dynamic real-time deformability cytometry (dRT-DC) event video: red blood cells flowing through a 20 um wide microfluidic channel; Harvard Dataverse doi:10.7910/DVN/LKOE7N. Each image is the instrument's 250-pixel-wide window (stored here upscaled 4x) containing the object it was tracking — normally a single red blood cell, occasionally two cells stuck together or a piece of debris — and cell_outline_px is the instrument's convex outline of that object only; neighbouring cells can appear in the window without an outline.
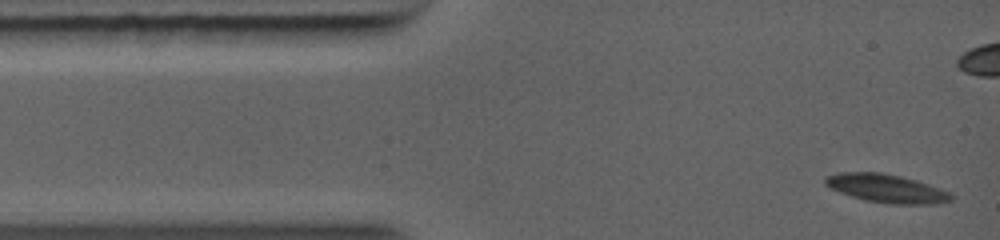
{"species": "common noctule bat (a hibernating species)", "species_latin": "Nyctalus noctula", "temperature_condition": "warm", "stored_images_in_passage": 11, "segment_of_instrument_passage": [1, 2], "camera_frame_rate_fps": 5000, "um_per_image_px": 0.085, "animal": {"sex": "female", "body_mass_g": 19.0, "forearm_length_mm": 56.7}, "frame": {"image": 1, "passage_image": 1, "time_ms": 0.0, "image_size_px": [1000, 240], "cell_outline_px": [[952, 200], [932, 204], [888, 204], [864, 200], [840, 192], [824, 184], [824, 176], [840, 172], [880, 172], [900, 176], [916, 180], [952, 192]], "centroid_in_image_um": [75.35, 16.01], "position_along_channel_um": 9.7, "area_um2": 20.87}}
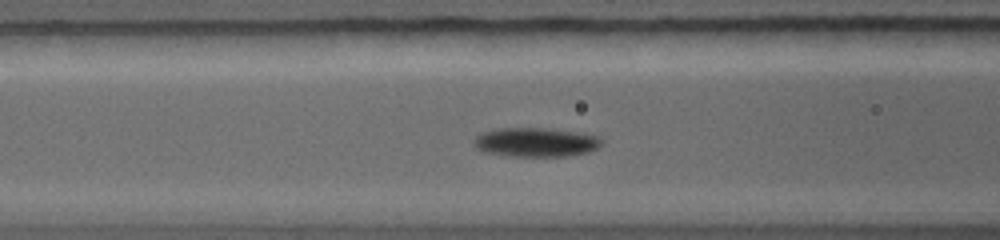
{"frame": {"image": 2, "passage_image": 7, "time_ms": 3.6, "image_size_px": [1000, 240], "cell_outline_px": [[604, 140], [596, 148], [588, 152], [564, 156], [508, 156], [484, 152], [476, 148], [472, 144], [472, 140], [480, 132], [496, 128], [548, 128], [576, 132], [600, 136]], "centroid_in_image_um": [45.48, 12.08], "position_along_channel_um": 121.1, "area_um2": 21.91}}
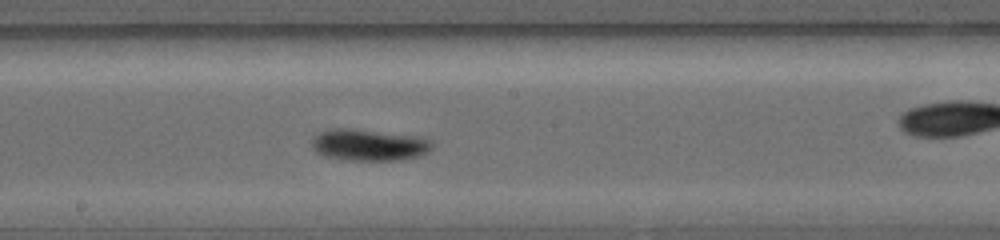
{"frame": {"image": 3, "passage_image": 10, "time_ms": 5.6, "image_size_px": [1000, 240], "cell_outline_px": [[432, 148], [428, 152], [420, 156], [396, 160], [348, 160], [324, 156], [316, 152], [312, 148], [312, 140], [316, 132], [328, 128], [352, 128], [424, 136], [432, 140]], "centroid_in_image_um": [31.36, 12.29], "position_along_channel_um": 216.8, "area_um2": 22.72}}